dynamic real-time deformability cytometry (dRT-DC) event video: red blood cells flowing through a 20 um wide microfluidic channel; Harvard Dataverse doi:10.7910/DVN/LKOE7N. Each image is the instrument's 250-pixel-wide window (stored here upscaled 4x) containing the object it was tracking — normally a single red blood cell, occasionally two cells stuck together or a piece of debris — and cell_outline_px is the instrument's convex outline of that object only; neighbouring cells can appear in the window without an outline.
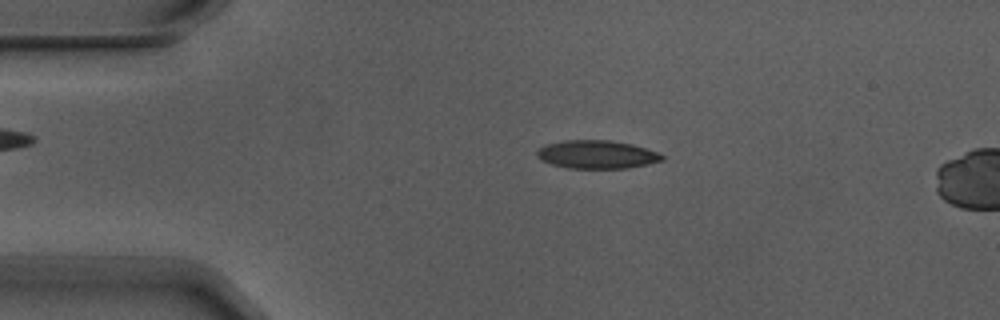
{"species": "Egyptian fruit bat (a non-hibernating species)", "species_latin": "Rousettus aegyptiacus", "temperature_condition": "warm", "stored_images_in_passage": 4, "camera_frame_rate_fps": 3000, "um_per_image_px": 0.085, "animal": {"sex": "male"}, "frame": {"image": 1, "passage_image": 2, "time_ms": 0.333, "image_size_px": [1000, 320], "cell_outline_px": [[664, 160], [628, 168], [568, 168], [552, 164], [536, 156], [536, 152], [540, 148], [548, 144], [564, 140], [608, 140], [632, 144], [656, 152], [664, 156]], "centroid_in_image_um": [50.73, 13.13], "position_along_channel_um": 34.3, "area_um2": 20.29}}